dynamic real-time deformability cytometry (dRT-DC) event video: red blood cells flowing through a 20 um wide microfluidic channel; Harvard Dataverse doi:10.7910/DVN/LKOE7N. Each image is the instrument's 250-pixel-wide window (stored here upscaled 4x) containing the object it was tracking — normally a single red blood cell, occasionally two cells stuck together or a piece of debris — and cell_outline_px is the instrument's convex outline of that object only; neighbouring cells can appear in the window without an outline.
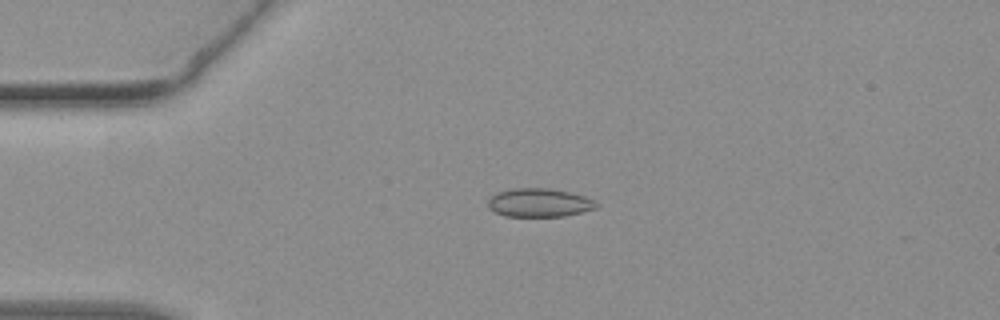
{"species": "common noctule bat (a hibernating species)", "species_latin": "Nyctalus noctula", "temperature_condition": "warm", "stored_images_in_passage": 27, "camera_frame_rate_fps": 3000, "um_per_image_px": 0.085, "animal": {"sex": "female", "body_mass_g": 19.3, "forearm_length_mm": 54.1}, "frame": {"image": 1, "passage_image": 2, "time_ms": 0.333, "image_size_px": [1000, 320], "cell_outline_px": [[600, 204], [596, 208], [564, 216], [504, 216], [488, 208], [488, 200], [496, 192], [512, 188], [548, 188], [568, 192], [584, 196]], "centroid_in_image_um": [45.8, 17.22], "position_along_channel_um": 39.2, "area_um2": 17.92}}
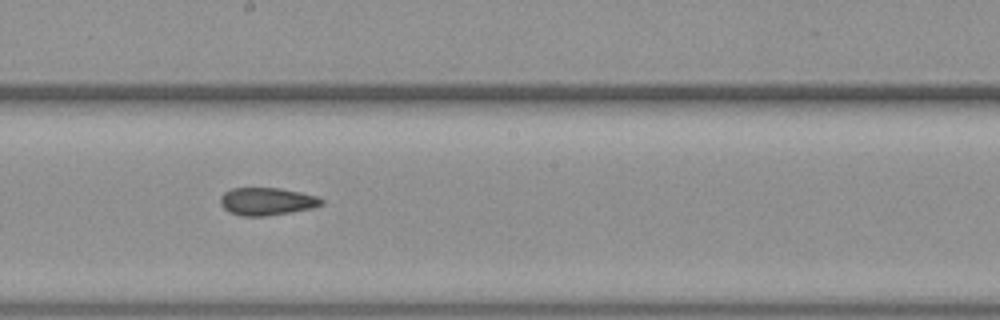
{"frame": {"image": 2, "passage_image": 16, "time_ms": 5.0, "image_size_px": [1000, 320], "cell_outline_px": [[324, 204], [312, 208], [264, 216], [240, 216], [228, 212], [220, 204], [220, 196], [224, 192], [232, 188], [280, 188], [300, 192], [316, 196], [324, 200]], "centroid_in_image_um": [22.65, 17.12], "position_along_channel_um": 225.5, "area_um2": 16.3}}
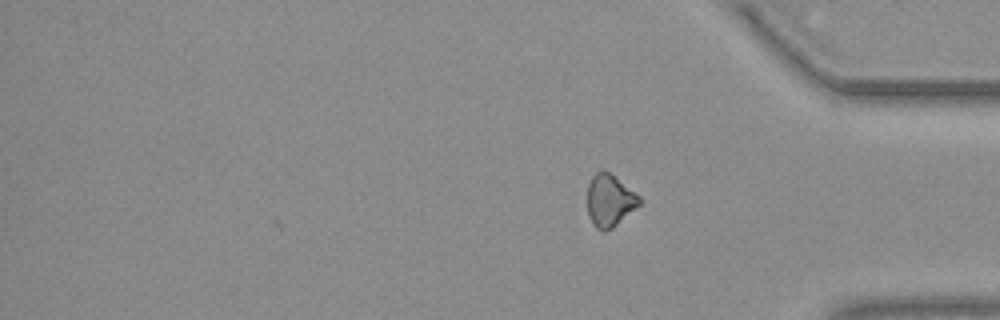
{"frame": {"image": 3, "passage_image": 27, "time_ms": 8.667, "image_size_px": [1000, 320], "cell_outline_px": [[640, 204], [612, 228], [604, 232], [600, 232], [592, 224], [588, 216], [588, 184], [592, 176], [596, 172], [608, 172], [640, 196]], "centroid_in_image_um": [51.79, 17.08], "position_along_channel_um": 383.4, "area_um2": 15.55}}